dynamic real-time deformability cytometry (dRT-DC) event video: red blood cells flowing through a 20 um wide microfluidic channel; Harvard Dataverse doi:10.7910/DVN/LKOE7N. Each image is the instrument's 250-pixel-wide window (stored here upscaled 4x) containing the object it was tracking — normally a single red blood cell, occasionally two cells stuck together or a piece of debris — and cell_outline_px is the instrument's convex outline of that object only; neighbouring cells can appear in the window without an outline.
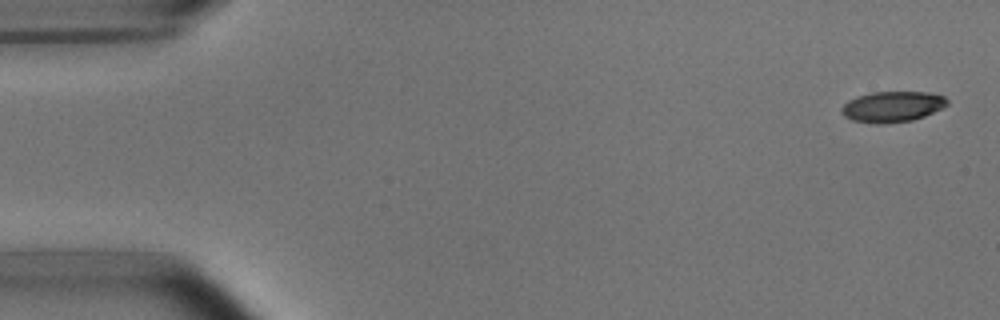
{"species": "common noctule bat (a hibernating species)", "species_latin": "Nyctalus noctula", "temperature_condition": "room temperature", "stored_images_in_passage": 6, "camera_frame_rate_fps": 3000, "um_per_image_px": 0.085, "animal": {"sex": "male", "body_mass_g": 15.6}, "frame": {"image": 1, "passage_image": 1, "time_ms": 0.0, "image_size_px": [1000, 320], "cell_outline_px": [[948, 104], [924, 116], [912, 120], [884, 124], [876, 124], [852, 120], [844, 116], [840, 112], [840, 108], [848, 100], [856, 96], [872, 92], [928, 92], [944, 96], [948, 100]], "centroid_in_image_um": [75.8, 9.06], "position_along_channel_um": 9.2, "area_um2": 18.96}}
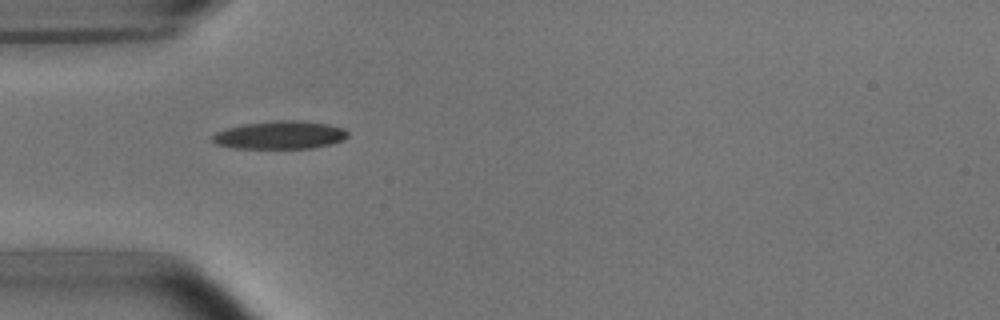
{"frame": {"image": 2, "passage_image": 5, "time_ms": 1.333, "image_size_px": [1000, 320], "cell_outline_px": [[348, 136], [344, 140], [312, 148], [236, 148], [216, 144], [212, 140], [212, 136], [216, 132], [228, 128], [244, 124], [276, 120], [296, 120], [328, 124], [344, 128], [348, 132]], "centroid_in_image_um": [23.82, 11.47], "position_along_channel_um": 61.2, "area_um2": 21.96}}